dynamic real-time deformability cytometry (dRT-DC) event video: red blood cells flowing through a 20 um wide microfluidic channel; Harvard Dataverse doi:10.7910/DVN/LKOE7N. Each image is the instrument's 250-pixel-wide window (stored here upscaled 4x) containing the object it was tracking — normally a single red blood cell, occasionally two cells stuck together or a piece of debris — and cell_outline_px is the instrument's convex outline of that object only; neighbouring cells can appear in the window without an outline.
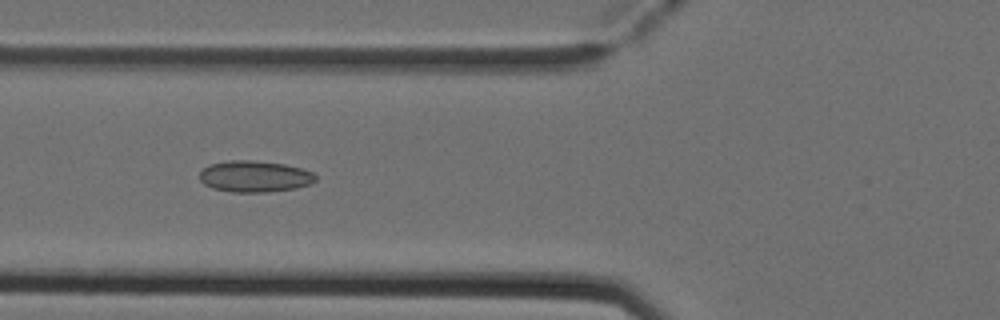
{"species": "Egyptian fruit bat (a non-hibernating species)", "species_latin": "Rousettus aegyptiacus", "temperature_condition": "cold", "stored_images_in_passage": 7, "camera_frame_rate_fps": 3000, "um_per_image_px": 0.085, "animal": {"sex": "female"}, "frame": {"image": 1, "passage_image": 5, "time_ms": 1.333, "image_size_px": [1000, 320], "cell_outline_px": [[316, 180], [312, 184], [296, 188], [268, 192], [232, 192], [212, 188], [204, 184], [200, 180], [200, 172], [208, 164], [228, 160], [252, 160], [284, 164], [300, 168], [312, 172], [316, 176]], "centroid_in_image_um": [21.64, 14.99], "position_along_channel_um": 104.2, "area_um2": 21.33}}
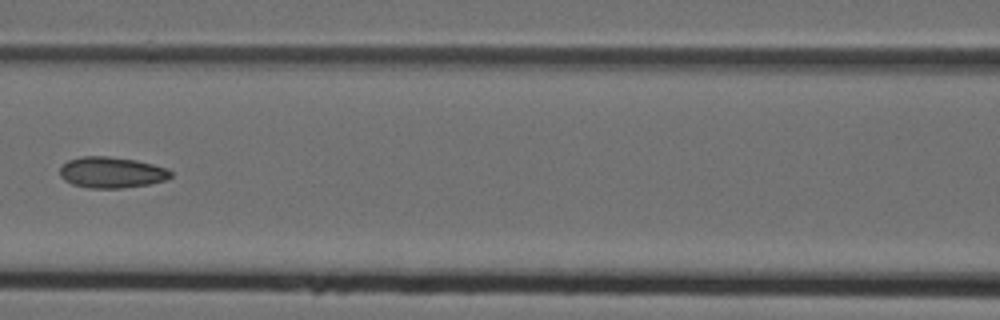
{"frame": {"image": 2, "passage_image": 6, "time_ms": 1.667, "image_size_px": [1000, 320], "cell_outline_px": [[172, 176], [168, 180], [148, 184], [120, 188], [88, 188], [72, 184], [64, 180], [60, 176], [60, 168], [68, 160], [80, 156], [108, 156], [136, 160], [168, 168], [172, 172]], "centroid_in_image_um": [9.5, 14.65], "position_along_channel_um": 157.1, "area_um2": 20.17}}
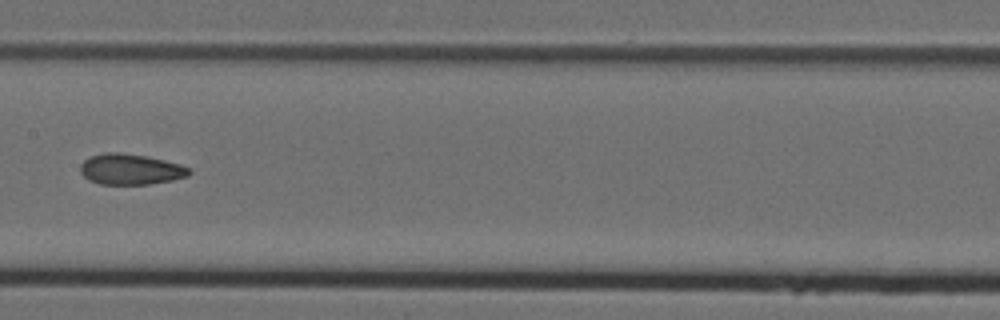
{"frame": {"image": 3, "passage_image": 7, "time_ms": 2.0, "image_size_px": [1000, 320], "cell_outline_px": [[192, 172], [188, 176], [172, 180], [148, 184], [100, 184], [88, 180], [80, 172], [80, 164], [84, 160], [92, 156], [104, 152], [120, 152], [148, 156], [180, 164], [192, 168]], "centroid_in_image_um": [11.11, 14.38], "position_along_channel_um": 196.3, "area_um2": 19.65}}